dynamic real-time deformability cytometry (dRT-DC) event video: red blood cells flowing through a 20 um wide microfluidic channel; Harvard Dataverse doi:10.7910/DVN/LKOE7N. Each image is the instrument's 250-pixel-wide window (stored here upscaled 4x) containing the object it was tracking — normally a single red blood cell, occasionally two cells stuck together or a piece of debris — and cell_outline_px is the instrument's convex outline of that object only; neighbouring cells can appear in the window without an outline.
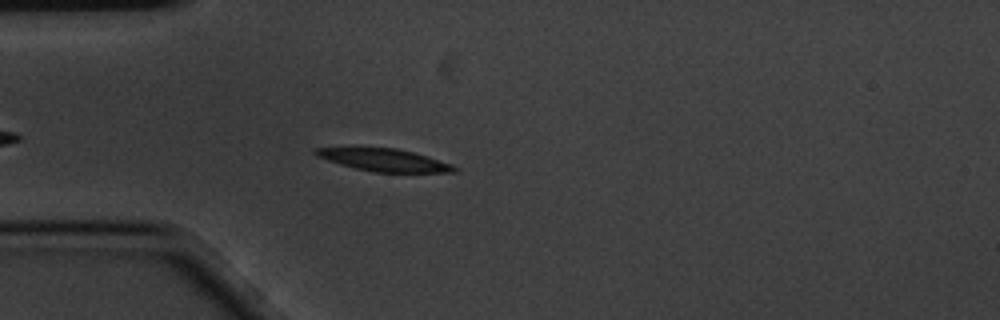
{"species": "common noctule bat (a hibernating species)", "species_latin": "Nyctalus noctula", "temperature_condition": "cold", "stored_images_in_passage": 4, "camera_frame_rate_fps": 3000, "um_per_image_px": 0.085, "animal": {"sex": "male", "body_mass_g": 20.1, "forearm_length_mm": 53.5}, "frame": {"image": 1, "passage_image": 4, "time_ms": 1.0, "image_size_px": [1000, 320], "cell_outline_px": [[460, 168], [456, 172], [372, 172], [340, 164], [316, 156], [312, 152], [312, 148], [396, 148], [412, 152], [452, 164]], "centroid_in_image_um": [32.65, 13.61], "position_along_channel_um": 52.3, "area_um2": 17.92}}